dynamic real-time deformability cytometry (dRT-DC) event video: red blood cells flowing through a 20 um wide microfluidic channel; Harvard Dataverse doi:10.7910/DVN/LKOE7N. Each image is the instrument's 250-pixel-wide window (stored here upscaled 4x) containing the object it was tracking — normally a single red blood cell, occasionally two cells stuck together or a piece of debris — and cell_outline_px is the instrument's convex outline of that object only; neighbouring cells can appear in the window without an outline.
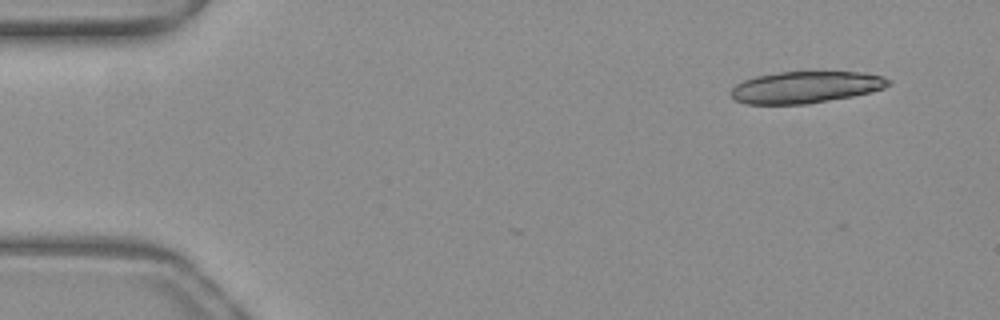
{"species": "common noctule bat (a hibernating species)", "species_latin": "Nyctalus noctula", "temperature_condition": "warm", "stored_images_in_passage": 3, "camera_frame_rate_fps": 3000, "um_per_image_px": 0.085, "animal": {"sex": "female", "body_mass_g": 19.3, "forearm_length_mm": 54.1}, "frame": {"image": 1, "passage_image": 1, "time_ms": 0.0, "image_size_px": [1000, 320], "cell_outline_px": [[892, 84], [884, 88], [852, 96], [808, 104], [744, 104], [736, 100], [728, 92], [736, 84], [744, 80], [756, 76], [780, 72], [868, 72], [884, 76], [892, 80]], "centroid_in_image_um": [68.5, 7.41], "position_along_channel_um": 16.5, "area_um2": 29.3}}